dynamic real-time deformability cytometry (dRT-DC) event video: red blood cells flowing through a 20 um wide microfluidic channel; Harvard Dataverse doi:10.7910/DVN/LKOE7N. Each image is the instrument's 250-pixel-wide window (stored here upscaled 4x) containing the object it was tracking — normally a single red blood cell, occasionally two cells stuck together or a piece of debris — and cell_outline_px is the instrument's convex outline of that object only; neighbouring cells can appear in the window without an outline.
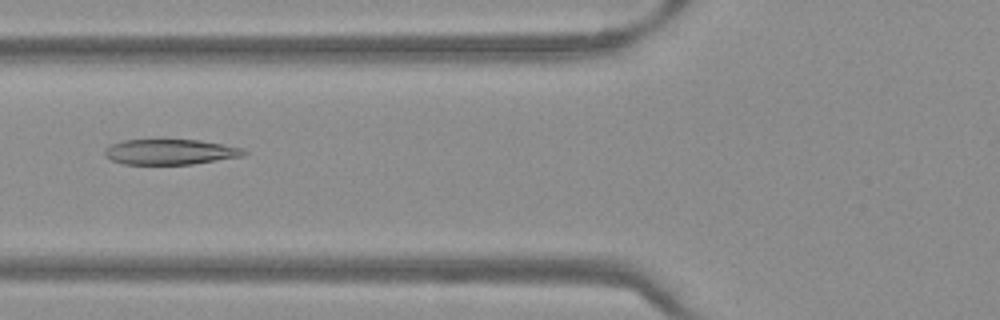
{"species": "Egyptian fruit bat (a non-hibernating species)", "species_latin": "Rousettus aegyptiacus", "temperature_condition": "warm", "stored_images_in_passage": 46, "camera_frame_rate_fps": 3000, "um_per_image_px": 0.085, "frame": {"image": 1, "passage_image": 15, "time_ms": 4.667, "image_size_px": [1000, 320], "cell_outline_px": [[248, 152], [244, 156], [192, 164], [124, 164], [112, 160], [104, 156], [104, 148], [112, 144], [124, 140], [200, 140], [224, 144], [244, 148]], "centroid_in_image_um": [14.49, 12.91], "position_along_channel_um": 111.3, "area_um2": 20.63}}
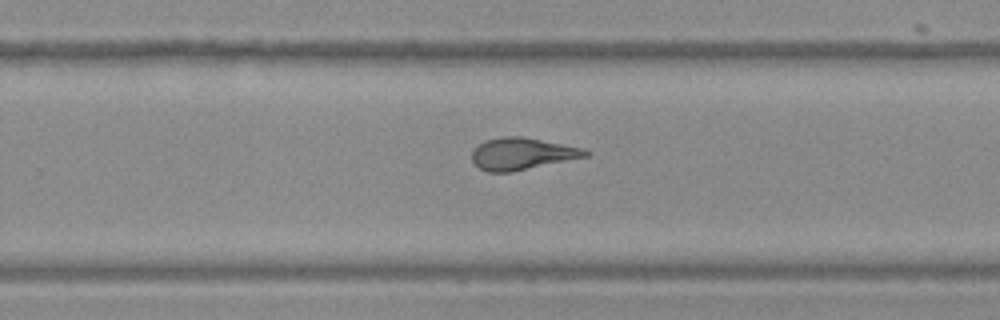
{"frame": {"image": 2, "passage_image": 28, "time_ms": 9.0, "image_size_px": [1000, 320], "cell_outline_px": [[592, 152], [588, 156], [512, 172], [488, 172], [480, 168], [472, 160], [472, 152], [484, 140], [504, 136], [520, 136], [584, 148]], "centroid_in_image_um": [44.39, 13.07], "position_along_channel_um": 285.4, "area_um2": 20.98}}
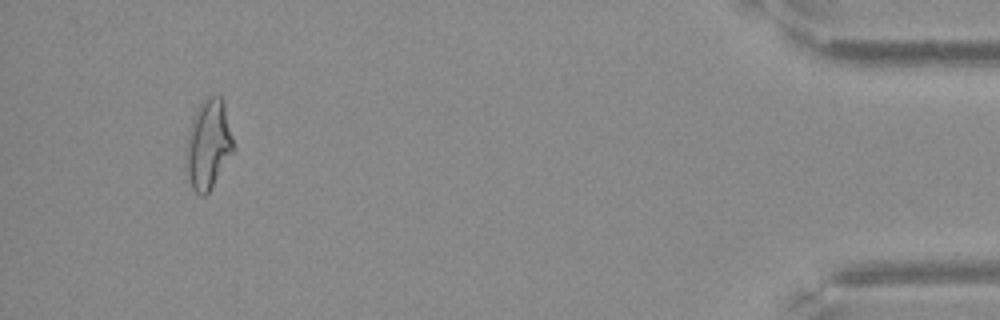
{"frame": {"image": 3, "passage_image": 43, "time_ms": 14.0, "image_size_px": [1000, 320], "cell_outline_px": [[232, 152], [208, 192], [204, 196], [200, 196], [192, 188], [184, 168], [184, 152], [192, 120], [200, 104], [208, 96], [220, 96], [224, 100], [232, 136]], "centroid_in_image_um": [17.66, 12.28], "position_along_channel_um": 417.5, "area_um2": 24.39}}